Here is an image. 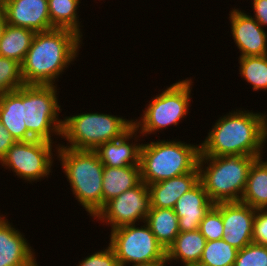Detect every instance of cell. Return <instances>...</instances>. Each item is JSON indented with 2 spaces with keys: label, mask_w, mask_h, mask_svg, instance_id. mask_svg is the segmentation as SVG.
I'll return each mask as SVG.
<instances>
[{
  "label": "cell",
  "mask_w": 267,
  "mask_h": 266,
  "mask_svg": "<svg viewBox=\"0 0 267 266\" xmlns=\"http://www.w3.org/2000/svg\"><path fill=\"white\" fill-rule=\"evenodd\" d=\"M257 158L251 165L241 202L256 210L267 209V161Z\"/></svg>",
  "instance_id": "22"
},
{
  "label": "cell",
  "mask_w": 267,
  "mask_h": 266,
  "mask_svg": "<svg viewBox=\"0 0 267 266\" xmlns=\"http://www.w3.org/2000/svg\"><path fill=\"white\" fill-rule=\"evenodd\" d=\"M56 89L54 85L22 86L23 120L27 131L36 140L52 143V133L62 135L63 121L57 118L61 109Z\"/></svg>",
  "instance_id": "7"
},
{
  "label": "cell",
  "mask_w": 267,
  "mask_h": 266,
  "mask_svg": "<svg viewBox=\"0 0 267 266\" xmlns=\"http://www.w3.org/2000/svg\"><path fill=\"white\" fill-rule=\"evenodd\" d=\"M240 74L253 90H267V55L240 57Z\"/></svg>",
  "instance_id": "27"
},
{
  "label": "cell",
  "mask_w": 267,
  "mask_h": 266,
  "mask_svg": "<svg viewBox=\"0 0 267 266\" xmlns=\"http://www.w3.org/2000/svg\"><path fill=\"white\" fill-rule=\"evenodd\" d=\"M213 206L214 203L199 181L176 201L173 208L178 217L179 232L199 230L201 221Z\"/></svg>",
  "instance_id": "15"
},
{
  "label": "cell",
  "mask_w": 267,
  "mask_h": 266,
  "mask_svg": "<svg viewBox=\"0 0 267 266\" xmlns=\"http://www.w3.org/2000/svg\"><path fill=\"white\" fill-rule=\"evenodd\" d=\"M140 182L139 165L126 167L104 166L102 179L103 206L111 199L137 186Z\"/></svg>",
  "instance_id": "20"
},
{
  "label": "cell",
  "mask_w": 267,
  "mask_h": 266,
  "mask_svg": "<svg viewBox=\"0 0 267 266\" xmlns=\"http://www.w3.org/2000/svg\"><path fill=\"white\" fill-rule=\"evenodd\" d=\"M7 0H0V5H2Z\"/></svg>",
  "instance_id": "37"
},
{
  "label": "cell",
  "mask_w": 267,
  "mask_h": 266,
  "mask_svg": "<svg viewBox=\"0 0 267 266\" xmlns=\"http://www.w3.org/2000/svg\"><path fill=\"white\" fill-rule=\"evenodd\" d=\"M231 33L240 57L267 55V34L252 16L239 9L230 12Z\"/></svg>",
  "instance_id": "13"
},
{
  "label": "cell",
  "mask_w": 267,
  "mask_h": 266,
  "mask_svg": "<svg viewBox=\"0 0 267 266\" xmlns=\"http://www.w3.org/2000/svg\"><path fill=\"white\" fill-rule=\"evenodd\" d=\"M7 24L24 27L35 32L53 29L48 0H7L1 5Z\"/></svg>",
  "instance_id": "14"
},
{
  "label": "cell",
  "mask_w": 267,
  "mask_h": 266,
  "mask_svg": "<svg viewBox=\"0 0 267 266\" xmlns=\"http://www.w3.org/2000/svg\"><path fill=\"white\" fill-rule=\"evenodd\" d=\"M58 157L76 199L95 217L103 208L102 179L104 165L98 154L91 150L57 147Z\"/></svg>",
  "instance_id": "5"
},
{
  "label": "cell",
  "mask_w": 267,
  "mask_h": 266,
  "mask_svg": "<svg viewBox=\"0 0 267 266\" xmlns=\"http://www.w3.org/2000/svg\"><path fill=\"white\" fill-rule=\"evenodd\" d=\"M6 26H7L6 15L3 7L0 5V39L4 33Z\"/></svg>",
  "instance_id": "35"
},
{
  "label": "cell",
  "mask_w": 267,
  "mask_h": 266,
  "mask_svg": "<svg viewBox=\"0 0 267 266\" xmlns=\"http://www.w3.org/2000/svg\"><path fill=\"white\" fill-rule=\"evenodd\" d=\"M167 260H157L147 263H134L133 266H165Z\"/></svg>",
  "instance_id": "36"
},
{
  "label": "cell",
  "mask_w": 267,
  "mask_h": 266,
  "mask_svg": "<svg viewBox=\"0 0 267 266\" xmlns=\"http://www.w3.org/2000/svg\"><path fill=\"white\" fill-rule=\"evenodd\" d=\"M137 131L135 127H132L121 138L100 145L95 152L102 164L110 167L139 165L141 145H132L127 142L134 134L136 136Z\"/></svg>",
  "instance_id": "18"
},
{
  "label": "cell",
  "mask_w": 267,
  "mask_h": 266,
  "mask_svg": "<svg viewBox=\"0 0 267 266\" xmlns=\"http://www.w3.org/2000/svg\"><path fill=\"white\" fill-rule=\"evenodd\" d=\"M234 266H267V247L250 243L238 250Z\"/></svg>",
  "instance_id": "29"
},
{
  "label": "cell",
  "mask_w": 267,
  "mask_h": 266,
  "mask_svg": "<svg viewBox=\"0 0 267 266\" xmlns=\"http://www.w3.org/2000/svg\"><path fill=\"white\" fill-rule=\"evenodd\" d=\"M133 121L102 113L74 115L63 119L61 136L71 144L67 148L95 151L103 143L121 138Z\"/></svg>",
  "instance_id": "6"
},
{
  "label": "cell",
  "mask_w": 267,
  "mask_h": 266,
  "mask_svg": "<svg viewBox=\"0 0 267 266\" xmlns=\"http://www.w3.org/2000/svg\"><path fill=\"white\" fill-rule=\"evenodd\" d=\"M151 208L149 187L144 182L128 189L117 197L108 201L96 214V218L114 230L125 225L135 224L139 219L145 223L146 216Z\"/></svg>",
  "instance_id": "11"
},
{
  "label": "cell",
  "mask_w": 267,
  "mask_h": 266,
  "mask_svg": "<svg viewBox=\"0 0 267 266\" xmlns=\"http://www.w3.org/2000/svg\"><path fill=\"white\" fill-rule=\"evenodd\" d=\"M80 38V35L69 29L53 28L36 32L21 63L24 83L53 85L59 74L77 56Z\"/></svg>",
  "instance_id": "1"
},
{
  "label": "cell",
  "mask_w": 267,
  "mask_h": 266,
  "mask_svg": "<svg viewBox=\"0 0 267 266\" xmlns=\"http://www.w3.org/2000/svg\"><path fill=\"white\" fill-rule=\"evenodd\" d=\"M0 121L16 141L34 139L23 120L22 87L0 95Z\"/></svg>",
  "instance_id": "19"
},
{
  "label": "cell",
  "mask_w": 267,
  "mask_h": 266,
  "mask_svg": "<svg viewBox=\"0 0 267 266\" xmlns=\"http://www.w3.org/2000/svg\"><path fill=\"white\" fill-rule=\"evenodd\" d=\"M191 83L189 79L179 81L154 97L144 111L142 121H134L133 127L137 130L140 127L141 134H150L163 127L177 125L188 113Z\"/></svg>",
  "instance_id": "8"
},
{
  "label": "cell",
  "mask_w": 267,
  "mask_h": 266,
  "mask_svg": "<svg viewBox=\"0 0 267 266\" xmlns=\"http://www.w3.org/2000/svg\"><path fill=\"white\" fill-rule=\"evenodd\" d=\"M110 247L120 266L130 263H147L166 260V250L155 238L147 224L118 227L111 231Z\"/></svg>",
  "instance_id": "9"
},
{
  "label": "cell",
  "mask_w": 267,
  "mask_h": 266,
  "mask_svg": "<svg viewBox=\"0 0 267 266\" xmlns=\"http://www.w3.org/2000/svg\"><path fill=\"white\" fill-rule=\"evenodd\" d=\"M25 85L21 63L18 61L0 56V95L15 91Z\"/></svg>",
  "instance_id": "28"
},
{
  "label": "cell",
  "mask_w": 267,
  "mask_h": 266,
  "mask_svg": "<svg viewBox=\"0 0 267 266\" xmlns=\"http://www.w3.org/2000/svg\"><path fill=\"white\" fill-rule=\"evenodd\" d=\"M52 144L43 140L17 141L1 159L2 166H8L23 180L35 181L51 172Z\"/></svg>",
  "instance_id": "10"
},
{
  "label": "cell",
  "mask_w": 267,
  "mask_h": 266,
  "mask_svg": "<svg viewBox=\"0 0 267 266\" xmlns=\"http://www.w3.org/2000/svg\"><path fill=\"white\" fill-rule=\"evenodd\" d=\"M255 19L261 26H267V0H253Z\"/></svg>",
  "instance_id": "34"
},
{
  "label": "cell",
  "mask_w": 267,
  "mask_h": 266,
  "mask_svg": "<svg viewBox=\"0 0 267 266\" xmlns=\"http://www.w3.org/2000/svg\"><path fill=\"white\" fill-rule=\"evenodd\" d=\"M238 250L223 239L206 241L197 266H234Z\"/></svg>",
  "instance_id": "26"
},
{
  "label": "cell",
  "mask_w": 267,
  "mask_h": 266,
  "mask_svg": "<svg viewBox=\"0 0 267 266\" xmlns=\"http://www.w3.org/2000/svg\"><path fill=\"white\" fill-rule=\"evenodd\" d=\"M199 182L198 167L184 175L149 184L151 208H171L176 201Z\"/></svg>",
  "instance_id": "17"
},
{
  "label": "cell",
  "mask_w": 267,
  "mask_h": 266,
  "mask_svg": "<svg viewBox=\"0 0 267 266\" xmlns=\"http://www.w3.org/2000/svg\"><path fill=\"white\" fill-rule=\"evenodd\" d=\"M80 0H48L51 25L54 28L69 29L81 35L77 20V6Z\"/></svg>",
  "instance_id": "25"
},
{
  "label": "cell",
  "mask_w": 267,
  "mask_h": 266,
  "mask_svg": "<svg viewBox=\"0 0 267 266\" xmlns=\"http://www.w3.org/2000/svg\"><path fill=\"white\" fill-rule=\"evenodd\" d=\"M257 158L245 155L199 156V181L209 199L214 204L240 201L250 167ZM203 162H209L208 167L203 169Z\"/></svg>",
  "instance_id": "3"
},
{
  "label": "cell",
  "mask_w": 267,
  "mask_h": 266,
  "mask_svg": "<svg viewBox=\"0 0 267 266\" xmlns=\"http://www.w3.org/2000/svg\"><path fill=\"white\" fill-rule=\"evenodd\" d=\"M252 243L267 247V209L256 210L253 222Z\"/></svg>",
  "instance_id": "32"
},
{
  "label": "cell",
  "mask_w": 267,
  "mask_h": 266,
  "mask_svg": "<svg viewBox=\"0 0 267 266\" xmlns=\"http://www.w3.org/2000/svg\"><path fill=\"white\" fill-rule=\"evenodd\" d=\"M22 234L0 216V266H38Z\"/></svg>",
  "instance_id": "16"
},
{
  "label": "cell",
  "mask_w": 267,
  "mask_h": 266,
  "mask_svg": "<svg viewBox=\"0 0 267 266\" xmlns=\"http://www.w3.org/2000/svg\"><path fill=\"white\" fill-rule=\"evenodd\" d=\"M78 266H120L110 245L104 251L93 253L79 262Z\"/></svg>",
  "instance_id": "31"
},
{
  "label": "cell",
  "mask_w": 267,
  "mask_h": 266,
  "mask_svg": "<svg viewBox=\"0 0 267 266\" xmlns=\"http://www.w3.org/2000/svg\"><path fill=\"white\" fill-rule=\"evenodd\" d=\"M199 156L200 145L168 140L141 144V181L149 185L192 172L198 167Z\"/></svg>",
  "instance_id": "4"
},
{
  "label": "cell",
  "mask_w": 267,
  "mask_h": 266,
  "mask_svg": "<svg viewBox=\"0 0 267 266\" xmlns=\"http://www.w3.org/2000/svg\"><path fill=\"white\" fill-rule=\"evenodd\" d=\"M223 220V240L237 250L252 243L253 222L256 209L241 202L214 204Z\"/></svg>",
  "instance_id": "12"
},
{
  "label": "cell",
  "mask_w": 267,
  "mask_h": 266,
  "mask_svg": "<svg viewBox=\"0 0 267 266\" xmlns=\"http://www.w3.org/2000/svg\"><path fill=\"white\" fill-rule=\"evenodd\" d=\"M266 116L234 111L220 118L200 145V156L245 155L260 158L267 139Z\"/></svg>",
  "instance_id": "2"
},
{
  "label": "cell",
  "mask_w": 267,
  "mask_h": 266,
  "mask_svg": "<svg viewBox=\"0 0 267 266\" xmlns=\"http://www.w3.org/2000/svg\"><path fill=\"white\" fill-rule=\"evenodd\" d=\"M145 222L165 250L179 234L178 217L171 208H150Z\"/></svg>",
  "instance_id": "23"
},
{
  "label": "cell",
  "mask_w": 267,
  "mask_h": 266,
  "mask_svg": "<svg viewBox=\"0 0 267 266\" xmlns=\"http://www.w3.org/2000/svg\"><path fill=\"white\" fill-rule=\"evenodd\" d=\"M35 31L7 24L0 39V56L22 63L31 47Z\"/></svg>",
  "instance_id": "24"
},
{
  "label": "cell",
  "mask_w": 267,
  "mask_h": 266,
  "mask_svg": "<svg viewBox=\"0 0 267 266\" xmlns=\"http://www.w3.org/2000/svg\"><path fill=\"white\" fill-rule=\"evenodd\" d=\"M16 142L0 121V161L6 155L9 148Z\"/></svg>",
  "instance_id": "33"
},
{
  "label": "cell",
  "mask_w": 267,
  "mask_h": 266,
  "mask_svg": "<svg viewBox=\"0 0 267 266\" xmlns=\"http://www.w3.org/2000/svg\"><path fill=\"white\" fill-rule=\"evenodd\" d=\"M223 220L221 213L213 206L199 225L200 233L206 241L223 239Z\"/></svg>",
  "instance_id": "30"
},
{
  "label": "cell",
  "mask_w": 267,
  "mask_h": 266,
  "mask_svg": "<svg viewBox=\"0 0 267 266\" xmlns=\"http://www.w3.org/2000/svg\"><path fill=\"white\" fill-rule=\"evenodd\" d=\"M206 239L199 230L179 232L166 250L167 262L180 259L185 266H197L205 248Z\"/></svg>",
  "instance_id": "21"
}]
</instances>
